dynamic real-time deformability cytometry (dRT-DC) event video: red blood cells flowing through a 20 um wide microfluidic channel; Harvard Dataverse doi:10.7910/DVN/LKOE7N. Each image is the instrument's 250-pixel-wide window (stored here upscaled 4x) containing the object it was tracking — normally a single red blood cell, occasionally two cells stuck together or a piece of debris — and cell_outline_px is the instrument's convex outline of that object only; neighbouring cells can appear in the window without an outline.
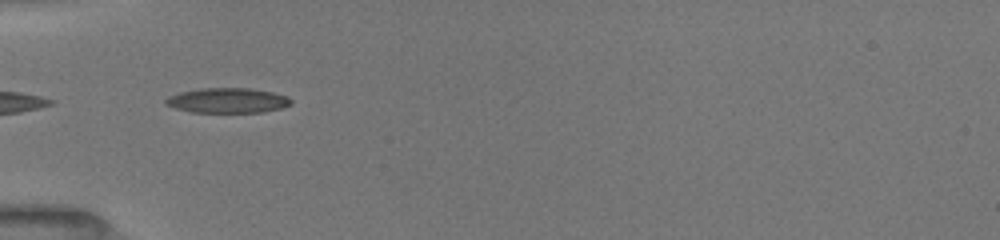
{"species": "common noctule bat (a hibernating species)", "species_latin": "Nyctalus noctula", "temperature_condition": "room temperature", "stored_images_in_passage": 35, "camera_frame_rate_fps": 3000, "um_per_image_px": 0.085, "animal": {"sex": "female", "body_mass_g": 19.5, "forearm_length_mm": 54.1}, "frame": {"image": 1, "passage_image": 1, "time_ms": 0.0, "image_size_px": [1000, 240], "cell_outline_px": [[292, 104], [280, 108], [260, 112], [192, 112], [176, 108], [164, 104], [164, 100], [168, 96], [180, 92], [200, 88], [248, 88], [272, 92], [288, 96], [292, 100]], "centroid_in_image_um": [19.33, 8.53], "position_along_channel_um": 65.7, "area_um2": 18.21}}
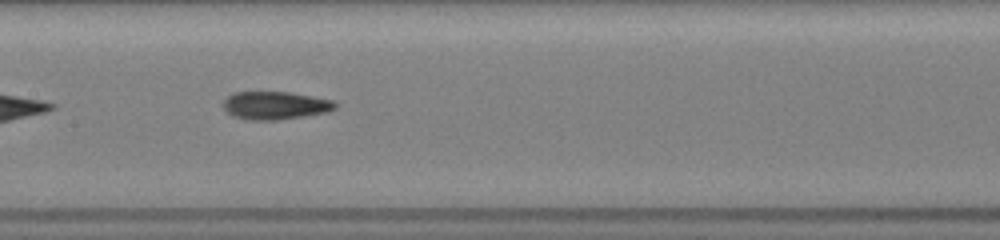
{"frame": {"image": 2, "passage_image": 10, "time_ms": 3.0, "image_size_px": [1000, 240], "cell_outline_px": [[336, 108], [324, 112], [276, 120], [252, 120], [236, 116], [228, 112], [224, 108], [224, 100], [232, 92], [292, 92], [332, 100], [336, 104]], "centroid_in_image_um": [23.38, 8.94], "position_along_channel_um": 184.0, "area_um2": 17.86}}
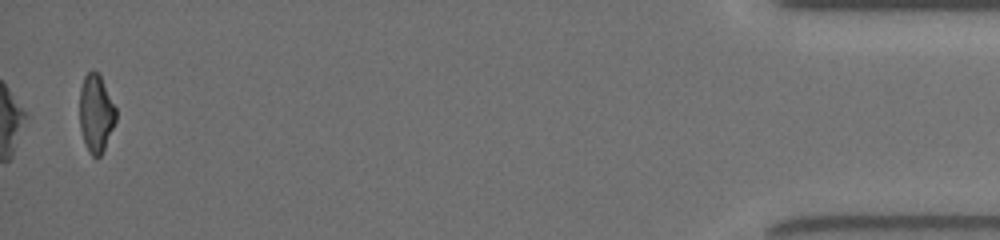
{"frame": {"image": 3, "passage_image": 34, "time_ms": 11.0, "image_size_px": [1000, 240], "cell_outline_px": [[116, 120], [104, 148], [100, 156], [92, 156], [88, 152], [84, 144], [80, 128], [80, 88], [84, 76], [92, 68], [100, 76], [116, 108]], "centroid_in_image_um": [8.14, 9.63], "position_along_channel_um": 427.1, "area_um2": 16.36}, "authors_computed_cell_mechanics": {"area_um2": 17.4556, "velocity_mm_per_s": 4.029, "shape_relaxation_time_tau1_ms": 7.1165, "shape_relaxation_time_tau2_ms": 2.6896, "deformation_change_tau1": 0.2248, "deformation_change_tau2": 0.0974}}